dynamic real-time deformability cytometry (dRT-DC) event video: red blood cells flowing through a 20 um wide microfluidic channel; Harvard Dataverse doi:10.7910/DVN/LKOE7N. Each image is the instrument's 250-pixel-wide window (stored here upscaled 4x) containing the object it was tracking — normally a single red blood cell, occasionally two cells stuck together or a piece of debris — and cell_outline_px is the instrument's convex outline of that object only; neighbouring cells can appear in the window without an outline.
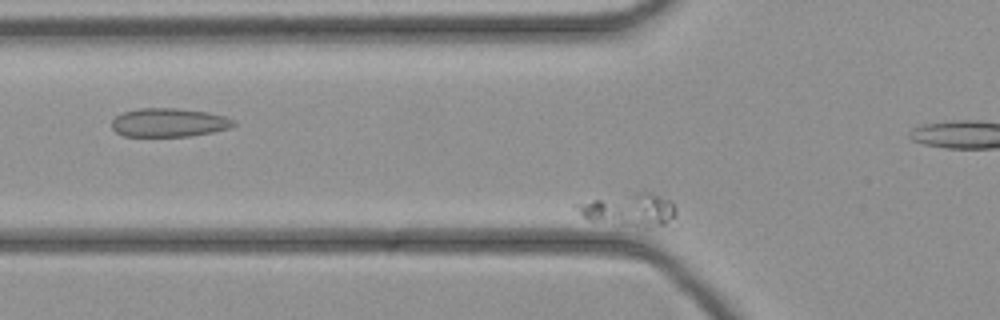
{"species": "common noctule bat (a hibernating species)", "species_latin": "Nyctalus noctula", "temperature_condition": "cold", "stored_images_in_passage": 35, "camera_frame_rate_fps": 3000, "um_per_image_px": 0.085, "animal": {"sex": "female", "body_mass_g": 21.9}, "frame": {"image": 1, "passage_image": 6, "time_ms": 1.667, "image_size_px": [1000, 320], "cell_outline_px": [[676, 212], [664, 224], [648, 228], [644, 228], [588, 220], [572, 204], [592, 200], [636, 192], [652, 192], [668, 200], [672, 204]], "centroid_in_image_um": [53.46, 17.84], "position_along_channel_um": 72.3, "area_um2": 18.55}}
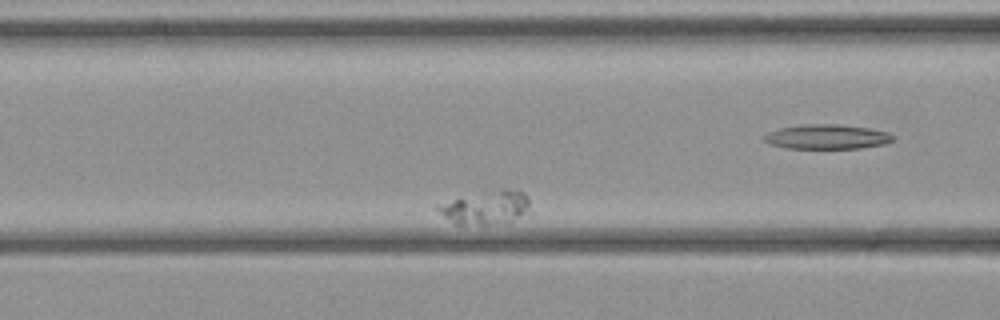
{"frame": {"image": 2, "passage_image": 11, "time_ms": 3.333, "image_size_px": [1000, 320], "cell_outline_px": [[532, 216], [508, 224], [456, 224], [444, 216], [436, 208], [436, 204], [504, 188], [508, 188], [524, 192], [528, 196], [532, 212]], "centroid_in_image_um": [41.5, 17.68], "position_along_channel_um": 125.1, "area_um2": 18.44}}